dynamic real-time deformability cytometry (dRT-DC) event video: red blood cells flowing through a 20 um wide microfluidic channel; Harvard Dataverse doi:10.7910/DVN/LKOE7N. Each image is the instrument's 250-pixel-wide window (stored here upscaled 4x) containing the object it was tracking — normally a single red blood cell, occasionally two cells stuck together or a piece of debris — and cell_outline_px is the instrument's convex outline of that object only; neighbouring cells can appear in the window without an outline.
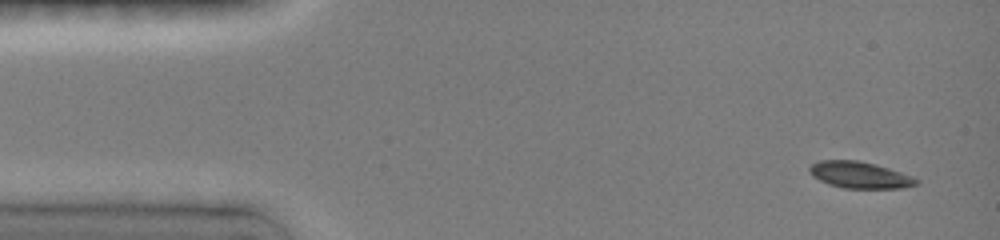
{"species": "common noctule bat (a hibernating species)", "species_latin": "Nyctalus noctula", "temperature_condition": "room temperature", "stored_images_in_passage": 9, "camera_frame_rate_fps": 3000, "um_per_image_px": 0.085, "animal": {"sex": "female", "body_mass_g": 19.0, "forearm_length_mm": 51.5}, "frame": {"image": 1, "passage_image": 1, "time_ms": 0.0, "image_size_px": [1000, 240], "cell_outline_px": [[920, 184], [904, 188], [844, 188], [828, 184], [812, 176], [808, 172], [808, 168], [812, 164], [820, 160], [856, 160], [876, 164], [912, 176], [920, 180]], "centroid_in_image_um": [73.09, 14.87], "position_along_channel_um": 11.9, "area_um2": 16.65}}
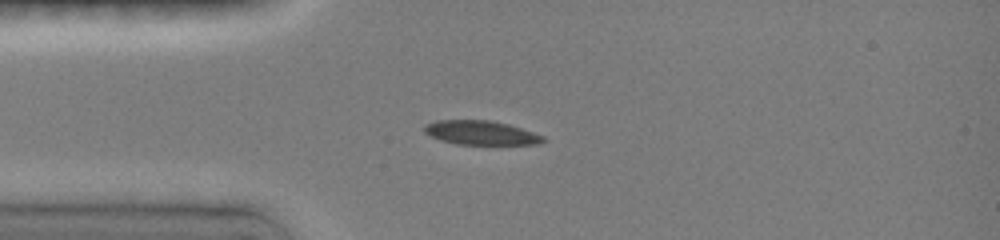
{"frame": {"image": 2, "passage_image": 4, "time_ms": 3.0, "image_size_px": [1000, 240], "cell_outline_px": [[548, 140], [540, 144], [456, 144], [440, 140], [424, 132], [424, 124], [436, 120], [492, 120], [508, 124], [544, 136]], "centroid_in_image_um": [40.88, 11.28], "position_along_channel_um": 44.1, "area_um2": 16.7}}
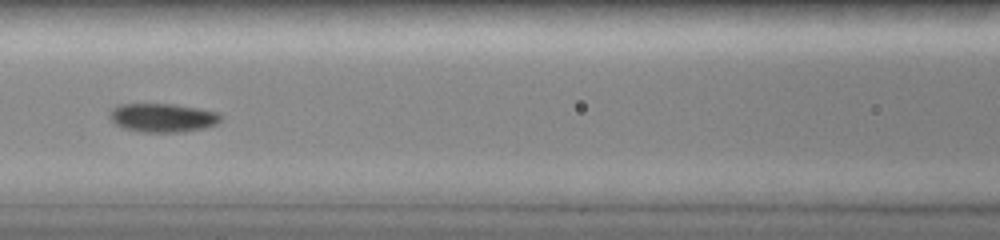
{"frame": {"image": 3, "passage_image": 7, "time_ms": 6.0, "image_size_px": [1000, 240], "cell_outline_px": [[224, 116], [216, 124], [204, 128], [184, 132], [144, 132], [124, 128], [116, 124], [108, 116], [108, 112], [112, 108], [120, 104], [172, 104], [220, 112]], "centroid_in_image_um": [13.84, 10.0], "position_along_channel_um": 152.8, "area_um2": 18.67}}